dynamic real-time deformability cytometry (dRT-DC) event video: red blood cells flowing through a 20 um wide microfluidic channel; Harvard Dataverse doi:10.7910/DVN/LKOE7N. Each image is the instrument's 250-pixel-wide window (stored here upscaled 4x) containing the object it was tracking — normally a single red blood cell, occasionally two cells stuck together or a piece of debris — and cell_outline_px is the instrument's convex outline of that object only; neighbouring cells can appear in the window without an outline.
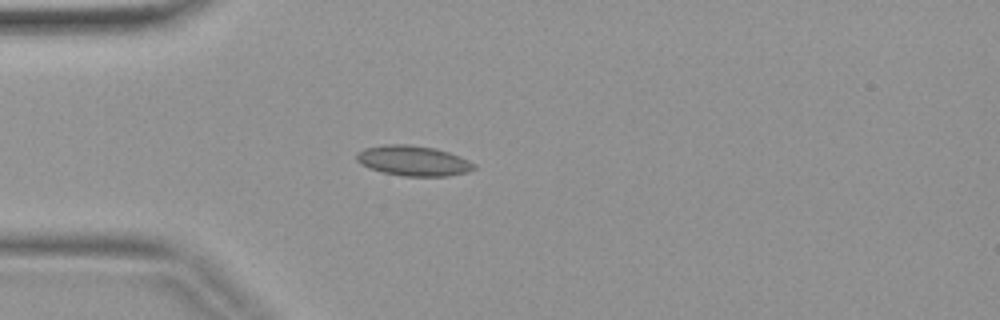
{"species": "common noctule bat (a hibernating species)", "species_latin": "Nyctalus noctula", "temperature_condition": "warm", "stored_images_in_passage": 3, "camera_frame_rate_fps": 3000, "um_per_image_px": 0.085, "animal": {"sex": "female", "body_mass_g": 19.9}, "frame": {"image": 1, "passage_image": 3, "time_ms": 0.667, "image_size_px": [1000, 320], "cell_outline_px": [[476, 168], [468, 172], [448, 176], [404, 176], [384, 172], [360, 164], [356, 160], [356, 152], [364, 148], [384, 144], [408, 144], [436, 148], [460, 156], [476, 164]], "centroid_in_image_um": [35.14, 13.65], "position_along_channel_um": 49.9, "area_um2": 20.75}}